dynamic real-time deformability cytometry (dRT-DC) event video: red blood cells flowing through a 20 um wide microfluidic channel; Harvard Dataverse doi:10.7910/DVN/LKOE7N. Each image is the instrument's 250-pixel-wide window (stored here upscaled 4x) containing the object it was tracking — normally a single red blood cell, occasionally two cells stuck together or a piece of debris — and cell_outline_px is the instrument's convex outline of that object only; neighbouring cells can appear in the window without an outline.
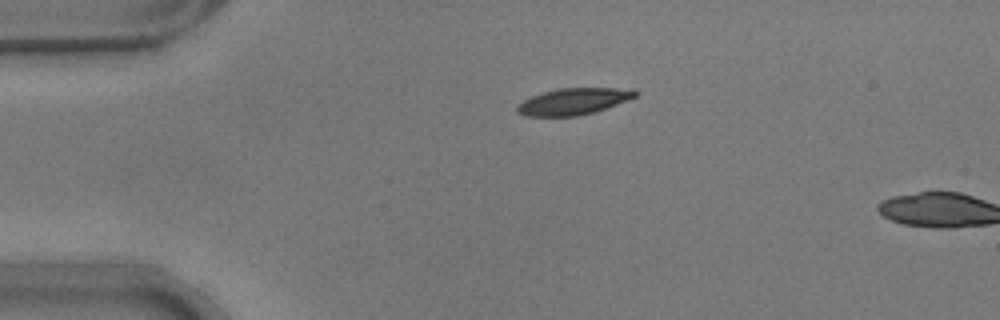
{"species": "common noctule bat (a hibernating species)", "species_latin": "Nyctalus noctula", "temperature_condition": "warm", "stored_images_in_passage": 3, "camera_frame_rate_fps": 3000, "um_per_image_px": 0.085, "animal": {"sex": "male", "body_mass_g": 17.9}, "frame": {"image": 1, "passage_image": 1, "time_ms": 0.0, "image_size_px": [1000, 320], "cell_outline_px": [[640, 92], [636, 96], [616, 104], [592, 112], [576, 116], [524, 116], [516, 112], [516, 104], [532, 96], [544, 92], [560, 88], [632, 88]], "centroid_in_image_um": [48.72, 8.61], "position_along_channel_um": 36.3, "area_um2": 18.15}}